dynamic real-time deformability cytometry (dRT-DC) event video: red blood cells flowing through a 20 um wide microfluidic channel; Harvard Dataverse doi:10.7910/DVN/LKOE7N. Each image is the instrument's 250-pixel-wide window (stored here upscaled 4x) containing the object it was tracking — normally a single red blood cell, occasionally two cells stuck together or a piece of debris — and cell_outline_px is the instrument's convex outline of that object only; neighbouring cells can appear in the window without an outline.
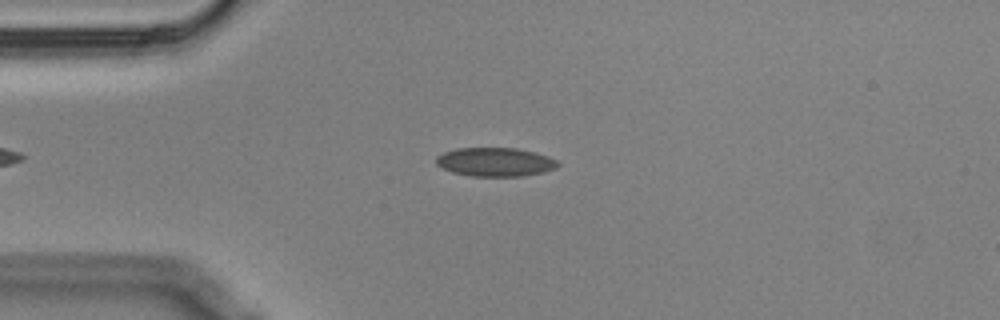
{"species": "Egyptian fruit bat (a non-hibernating species)", "species_latin": "Rousettus aegyptiacus", "temperature_condition": "cold", "stored_images_in_passage": 49, "segment_of_instrument_passage": [1, 2], "camera_frame_rate_fps": 3000, "um_per_image_px": 0.085, "animal": {"sex": "male"}, "frame": {"image": 1, "passage_image": 6, "time_ms": 1.667, "image_size_px": [1000, 320], "cell_outline_px": [[560, 164], [556, 168], [544, 172], [524, 176], [472, 176], [452, 172], [436, 164], [436, 156], [444, 152], [456, 148], [516, 148], [536, 152], [548, 156], [556, 160]], "centroid_in_image_um": [42.11, 13.76], "position_along_channel_um": 42.9, "area_um2": 20.46}}
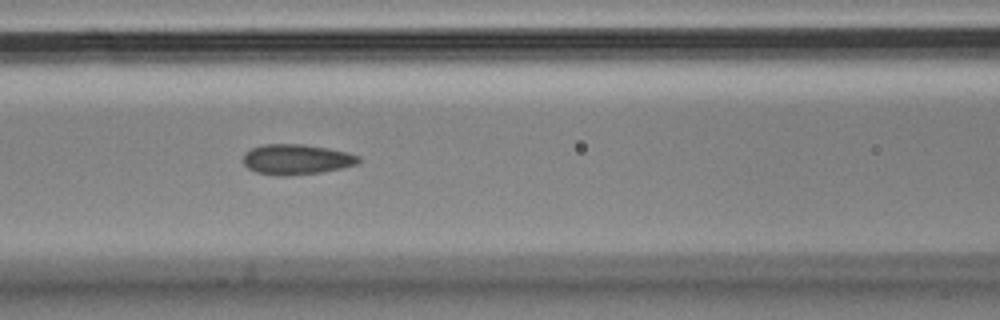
{"frame": {"image": 2, "passage_image": 16, "time_ms": 5.0, "image_size_px": [1000, 320], "cell_outline_px": [[360, 160], [356, 164], [340, 168], [320, 172], [284, 176], [280, 176], [256, 172], [248, 168], [244, 164], [244, 152], [252, 148], [264, 144], [300, 144], [324, 148], [344, 152], [360, 156]], "centroid_in_image_um": [25.15, 13.55], "position_along_channel_um": 141.5, "area_um2": 20.0}}
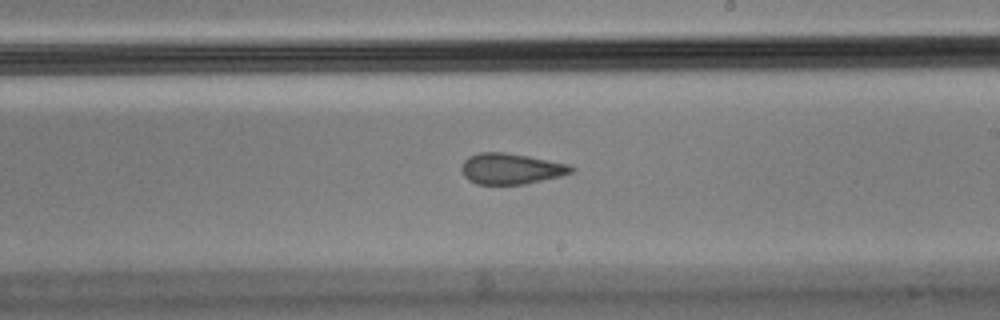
{"frame": {"image": 3, "passage_image": 25, "time_ms": 8.0, "image_size_px": [1000, 320], "cell_outline_px": [[576, 168], [572, 172], [560, 176], [524, 184], [476, 184], [468, 180], [464, 176], [460, 168], [464, 160], [468, 156], [480, 152], [504, 152], [528, 156], [568, 164]], "centroid_in_image_um": [43.4, 14.34], "position_along_channel_um": 245.6, "area_um2": 19.71}}